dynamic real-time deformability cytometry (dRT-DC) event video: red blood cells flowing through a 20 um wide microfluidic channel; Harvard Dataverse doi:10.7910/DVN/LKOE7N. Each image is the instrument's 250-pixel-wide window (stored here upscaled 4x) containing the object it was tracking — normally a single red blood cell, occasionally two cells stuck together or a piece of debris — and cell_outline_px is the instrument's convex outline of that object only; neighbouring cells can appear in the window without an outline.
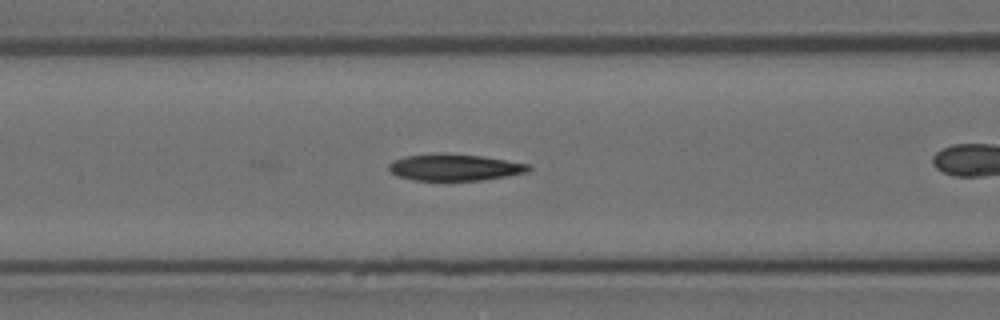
{"species": "Egyptian fruit bat (a non-hibernating species)", "species_latin": "Rousettus aegyptiacus", "temperature_condition": "room temperature", "stored_images_in_passage": 7, "camera_frame_rate_fps": 3000, "um_per_image_px": 0.085, "animal": {"sex": "female"}, "frame": {"image": 1, "passage_image": 7, "time_ms": 2.0, "image_size_px": [1000, 320], "cell_outline_px": [[532, 168], [528, 172], [508, 176], [480, 180], [412, 180], [396, 176], [388, 172], [388, 164], [404, 156], [440, 152], [444, 152], [480, 156], [528, 164]], "centroid_in_image_um": [38.59, 14.22], "position_along_channel_um": 128.0, "area_um2": 21.85}}